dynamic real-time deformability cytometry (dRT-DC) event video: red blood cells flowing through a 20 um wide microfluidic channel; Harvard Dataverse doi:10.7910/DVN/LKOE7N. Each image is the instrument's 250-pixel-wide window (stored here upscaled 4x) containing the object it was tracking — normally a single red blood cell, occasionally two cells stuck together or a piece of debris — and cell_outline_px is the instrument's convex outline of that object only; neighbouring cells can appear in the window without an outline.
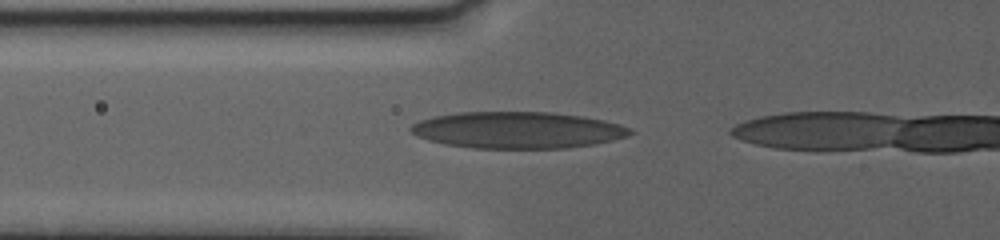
{"species": "human", "species_latin": "Homo sapiens", "temperature_condition": "warm", "stored_images_in_passage": 18, "camera_frame_rate_fps": 3000, "um_per_image_px": 0.085, "donor": {"sex": "female"}, "frame": {"image": 1, "passage_image": 2, "time_ms": 0.333, "image_size_px": [1000, 240], "cell_outline_px": [[636, 132], [628, 136], [596, 144], [568, 148], [472, 148], [444, 144], [428, 140], [416, 136], [408, 128], [412, 124], [420, 120], [432, 116], [460, 112], [552, 112], [584, 116], [604, 120], [620, 124], [632, 128]], "centroid_in_image_um": [44.02, 11.05], "position_along_channel_um": 81.8, "area_um2": 47.22}}
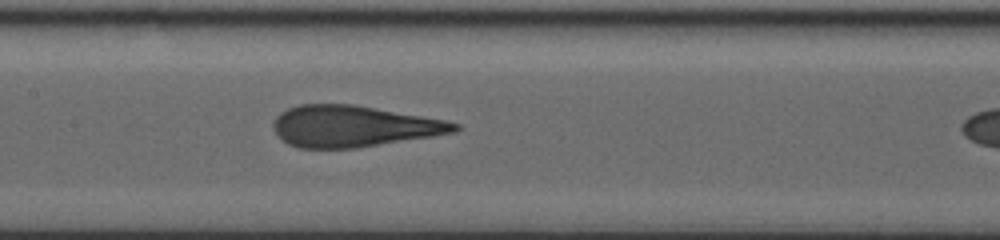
{"frame": {"image": 2, "passage_image": 10, "time_ms": 3.333, "image_size_px": [1000, 240], "cell_outline_px": [[460, 128], [456, 132], [432, 136], [356, 148], [300, 148], [288, 144], [272, 128], [272, 124], [276, 116], [280, 112], [288, 108], [300, 104], [356, 104], [448, 120], [460, 124]], "centroid_in_image_um": [30.06, 10.72], "position_along_channel_um": 177.3, "area_um2": 43.81}}
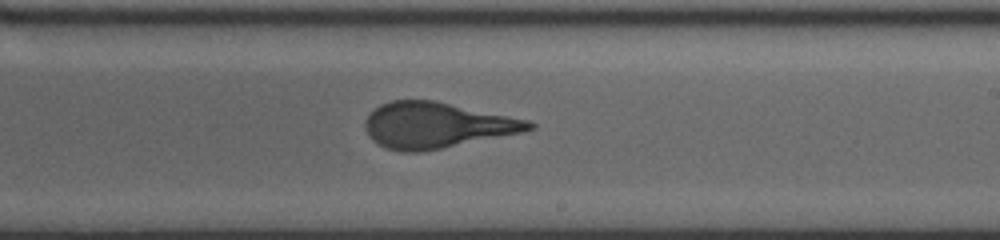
{"frame": {"image": 3, "passage_image": 17, "time_ms": 5.667, "image_size_px": [1000, 240], "cell_outline_px": [[536, 128], [524, 132], [420, 152], [400, 152], [384, 148], [372, 140], [364, 128], [364, 124], [368, 116], [380, 104], [392, 100], [432, 100], [528, 120], [536, 124]], "centroid_in_image_um": [37.09, 10.66], "position_along_channel_um": 251.9, "area_um2": 43.41}}